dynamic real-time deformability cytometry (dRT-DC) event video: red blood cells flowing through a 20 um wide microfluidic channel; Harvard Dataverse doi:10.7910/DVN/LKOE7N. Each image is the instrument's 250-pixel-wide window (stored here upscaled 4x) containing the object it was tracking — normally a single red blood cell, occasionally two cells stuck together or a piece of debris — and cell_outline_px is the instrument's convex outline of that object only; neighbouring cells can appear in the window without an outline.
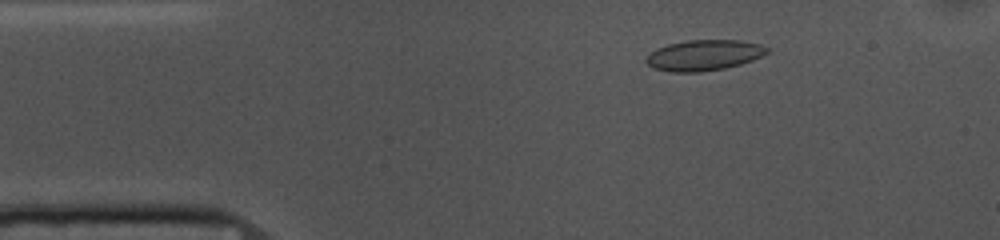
{"species": "common noctule bat (a hibernating species)", "species_latin": "Nyctalus noctula", "temperature_condition": "cold", "stored_images_in_passage": 52, "camera_frame_rate_fps": 3000, "um_per_image_px": 0.085, "animal": {"sex": "female", "body_mass_g": 10.0, "forearm_length_mm": 53.1}, "frame": {"image": 1, "passage_image": 7, "time_ms": 2.0, "image_size_px": [1000, 240], "cell_outline_px": [[768, 52], [752, 60], [740, 64], [724, 68], [700, 72], [672, 72], [656, 68], [648, 64], [644, 60], [656, 48], [668, 44], [688, 40], [740, 40], [760, 44], [768, 48]], "centroid_in_image_um": [59.83, 4.68], "position_along_channel_um": 25.2, "area_um2": 21.39}}
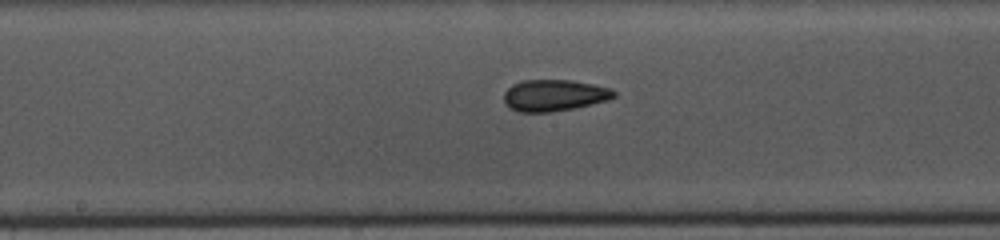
{"frame": {"image": 2, "passage_image": 25, "time_ms": 8.0, "image_size_px": [1000, 240], "cell_outline_px": [[616, 96], [608, 100], [576, 108], [552, 112], [520, 112], [508, 108], [504, 104], [504, 92], [512, 84], [524, 80], [572, 80], [612, 88], [616, 92]], "centroid_in_image_um": [47.1, 8.11], "position_along_channel_um": 201.1, "area_um2": 20.46}}
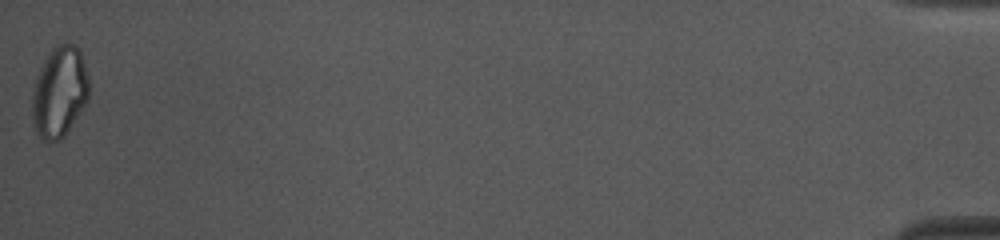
{"frame": {"image": 3, "passage_image": 52, "time_ms": 17.0, "image_size_px": [1000, 240], "cell_outline_px": [[88, 100], [64, 136], [60, 140], [44, 140], [36, 132], [32, 124], [32, 88], [36, 76], [44, 60], [52, 48], [60, 44], [76, 44], [80, 52], [88, 76]], "centroid_in_image_um": [5.03, 7.82], "position_along_channel_um": 430.2, "area_um2": 29.94}, "authors_computed_cell_mechanics": {"area_um2": 20.5768, "velocity_mm_per_s": 3.7123, "shape_relaxation_time_tau1_ms": 9.4234, "shape_relaxation_time_tau2_ms": 3.3547, "deformation_change_tau1": 0.147, "deformation_change_tau2": 0.0705}}